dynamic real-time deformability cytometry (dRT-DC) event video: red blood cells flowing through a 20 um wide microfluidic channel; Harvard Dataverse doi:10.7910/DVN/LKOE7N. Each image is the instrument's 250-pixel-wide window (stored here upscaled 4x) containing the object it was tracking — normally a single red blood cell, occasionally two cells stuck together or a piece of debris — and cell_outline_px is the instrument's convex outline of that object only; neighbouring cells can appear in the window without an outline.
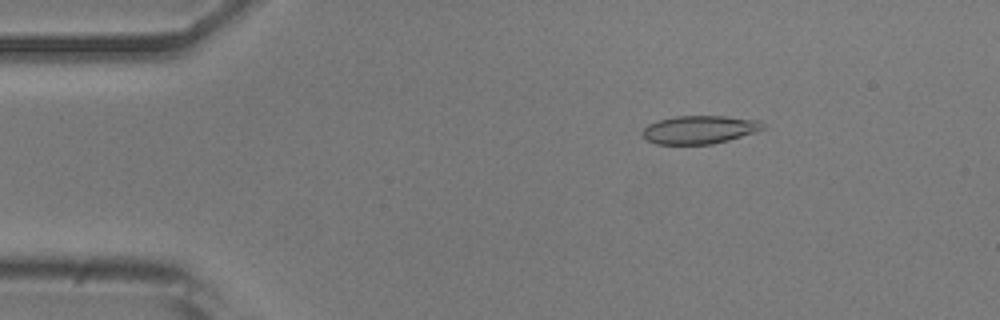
{"species": "common noctule bat (a hibernating species)", "species_latin": "Nyctalus noctula", "temperature_condition": "room temperature", "stored_images_in_passage": 52, "camera_frame_rate_fps": 3000, "um_per_image_px": 0.085, "animal": {"sex": "male", "body_mass_g": 20.5, "forearm_length_mm": 52.5}, "frame": {"image": 1, "passage_image": 8, "time_ms": 2.333, "image_size_px": [1000, 320], "cell_outline_px": [[764, 128], [756, 132], [728, 140], [712, 144], [656, 144], [644, 140], [640, 132], [648, 124], [660, 120], [676, 116], [728, 116], [760, 120], [764, 124]], "centroid_in_image_um": [59.44, 11.02], "position_along_channel_um": 25.6, "area_um2": 19.94}}
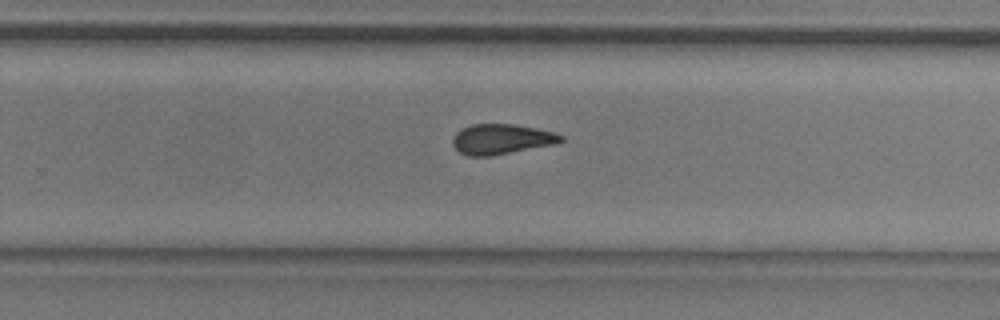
{"frame": {"image": 2, "passage_image": 33, "time_ms": 10.667, "image_size_px": [1000, 320], "cell_outline_px": [[564, 140], [552, 144], [488, 156], [468, 156], [460, 152], [452, 144], [452, 140], [456, 132], [472, 124], [516, 124], [536, 128], [552, 132], [564, 136]], "centroid_in_image_um": [42.59, 11.81], "position_along_channel_um": 287.2, "area_um2": 18.67}}
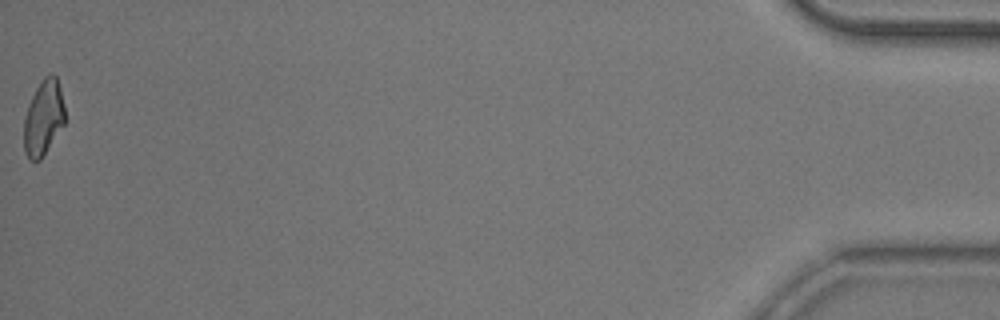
{"frame": {"image": 3, "passage_image": 52, "time_ms": 17.0, "image_size_px": [1000, 320], "cell_outline_px": [[64, 124], [40, 160], [28, 160], [24, 152], [24, 120], [28, 104], [36, 88], [44, 76], [48, 72], [52, 72], [56, 76], [60, 88], [64, 104]], "centroid_in_image_um": [3.68, 9.99], "position_along_channel_um": 431.5, "area_um2": 17.98}, "authors_computed_cell_mechanics": {"area_um2": 19.3341, "velocity_mm_per_s": 3.8608, "shape_relaxation_time_tau1_ms": 7.2277, "shape_relaxation_time_tau2_ms": 2.4358, "deformation_change_tau1": 0.1557, "deformation_change_tau2": 0.084}}